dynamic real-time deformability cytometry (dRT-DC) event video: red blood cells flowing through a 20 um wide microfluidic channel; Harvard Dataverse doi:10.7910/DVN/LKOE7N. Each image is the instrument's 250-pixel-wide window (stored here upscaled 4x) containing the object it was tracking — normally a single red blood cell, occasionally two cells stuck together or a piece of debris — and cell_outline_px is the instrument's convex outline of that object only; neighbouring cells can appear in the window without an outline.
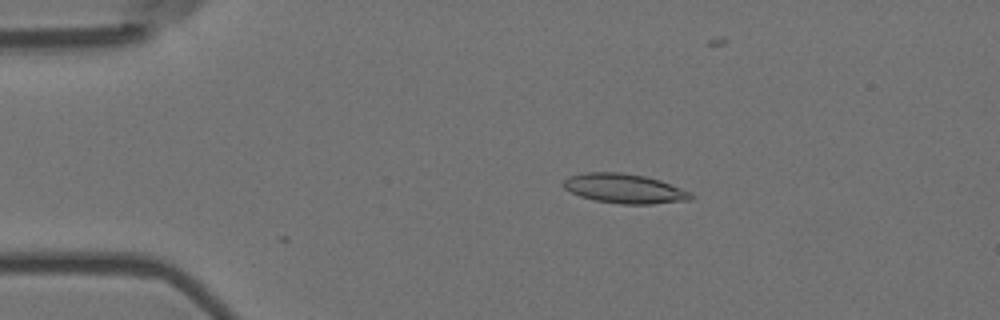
{"species": "Egyptian fruit bat (a non-hibernating species)", "species_latin": "Rousettus aegyptiacus", "temperature_condition": "room temperature", "stored_images_in_passage": 4, "camera_frame_rate_fps": 3000, "um_per_image_px": 0.085, "animal": {"sex": "female"}, "frame": {"image": 1, "passage_image": 1, "time_ms": 0.0, "image_size_px": [1000, 320], "cell_outline_px": [[696, 196], [692, 200], [652, 204], [620, 204], [596, 200], [580, 196], [564, 188], [560, 184], [568, 176], [584, 172], [620, 172], [644, 176], [660, 180], [692, 192]], "centroid_in_image_um": [53.1, 16.03], "position_along_channel_um": 31.9, "area_um2": 22.14}}